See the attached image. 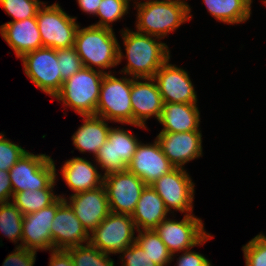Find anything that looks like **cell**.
<instances>
[{
	"instance_id": "obj_1",
	"label": "cell",
	"mask_w": 266,
	"mask_h": 266,
	"mask_svg": "<svg viewBox=\"0 0 266 266\" xmlns=\"http://www.w3.org/2000/svg\"><path fill=\"white\" fill-rule=\"evenodd\" d=\"M125 46L127 65L121 70L133 78H153L156 71L170 59V50L158 37L132 31L121 30Z\"/></svg>"
},
{
	"instance_id": "obj_2",
	"label": "cell",
	"mask_w": 266,
	"mask_h": 266,
	"mask_svg": "<svg viewBox=\"0 0 266 266\" xmlns=\"http://www.w3.org/2000/svg\"><path fill=\"white\" fill-rule=\"evenodd\" d=\"M114 29L90 25L77 29L74 48L81 58L83 67L99 69L103 73L111 67H116L125 57L116 38Z\"/></svg>"
},
{
	"instance_id": "obj_3",
	"label": "cell",
	"mask_w": 266,
	"mask_h": 266,
	"mask_svg": "<svg viewBox=\"0 0 266 266\" xmlns=\"http://www.w3.org/2000/svg\"><path fill=\"white\" fill-rule=\"evenodd\" d=\"M134 5L137 8L136 31L160 39L193 18L185 0H136Z\"/></svg>"
},
{
	"instance_id": "obj_4",
	"label": "cell",
	"mask_w": 266,
	"mask_h": 266,
	"mask_svg": "<svg viewBox=\"0 0 266 266\" xmlns=\"http://www.w3.org/2000/svg\"><path fill=\"white\" fill-rule=\"evenodd\" d=\"M104 74L97 69L82 67L63 82L54 98L63 102L64 107H71L80 117L95 115Z\"/></svg>"
},
{
	"instance_id": "obj_5",
	"label": "cell",
	"mask_w": 266,
	"mask_h": 266,
	"mask_svg": "<svg viewBox=\"0 0 266 266\" xmlns=\"http://www.w3.org/2000/svg\"><path fill=\"white\" fill-rule=\"evenodd\" d=\"M126 77L117 78L112 72L104 74L95 115L110 122L146 129L147 127L141 125H133L130 99L132 78Z\"/></svg>"
},
{
	"instance_id": "obj_6",
	"label": "cell",
	"mask_w": 266,
	"mask_h": 266,
	"mask_svg": "<svg viewBox=\"0 0 266 266\" xmlns=\"http://www.w3.org/2000/svg\"><path fill=\"white\" fill-rule=\"evenodd\" d=\"M51 156L27 151L9 170L13 195L25 190L46 189L57 179Z\"/></svg>"
},
{
	"instance_id": "obj_7",
	"label": "cell",
	"mask_w": 266,
	"mask_h": 266,
	"mask_svg": "<svg viewBox=\"0 0 266 266\" xmlns=\"http://www.w3.org/2000/svg\"><path fill=\"white\" fill-rule=\"evenodd\" d=\"M38 9L36 20L43 47L63 49L74 47L75 35L79 27L77 17H71L58 3Z\"/></svg>"
},
{
	"instance_id": "obj_8",
	"label": "cell",
	"mask_w": 266,
	"mask_h": 266,
	"mask_svg": "<svg viewBox=\"0 0 266 266\" xmlns=\"http://www.w3.org/2000/svg\"><path fill=\"white\" fill-rule=\"evenodd\" d=\"M154 230L172 256H175L176 252L202 246L213 237L206 233L202 219L195 217L194 214L184 215L180 221L165 218Z\"/></svg>"
},
{
	"instance_id": "obj_9",
	"label": "cell",
	"mask_w": 266,
	"mask_h": 266,
	"mask_svg": "<svg viewBox=\"0 0 266 266\" xmlns=\"http://www.w3.org/2000/svg\"><path fill=\"white\" fill-rule=\"evenodd\" d=\"M20 59L24 73L36 87L53 98L60 92L64 81L59 71L57 49L42 47L24 54Z\"/></svg>"
},
{
	"instance_id": "obj_10",
	"label": "cell",
	"mask_w": 266,
	"mask_h": 266,
	"mask_svg": "<svg viewBox=\"0 0 266 266\" xmlns=\"http://www.w3.org/2000/svg\"><path fill=\"white\" fill-rule=\"evenodd\" d=\"M135 228L131 215L110 212L89 234V243L105 254H120L135 242Z\"/></svg>"
},
{
	"instance_id": "obj_11",
	"label": "cell",
	"mask_w": 266,
	"mask_h": 266,
	"mask_svg": "<svg viewBox=\"0 0 266 266\" xmlns=\"http://www.w3.org/2000/svg\"><path fill=\"white\" fill-rule=\"evenodd\" d=\"M162 198L167 211L193 214L195 184L184 168L175 167L150 185Z\"/></svg>"
},
{
	"instance_id": "obj_12",
	"label": "cell",
	"mask_w": 266,
	"mask_h": 266,
	"mask_svg": "<svg viewBox=\"0 0 266 266\" xmlns=\"http://www.w3.org/2000/svg\"><path fill=\"white\" fill-rule=\"evenodd\" d=\"M134 134L128 130L112 128L108 133L107 141L98 149L94 157L98 166L104 170V176L127 170L134 156L138 141Z\"/></svg>"
},
{
	"instance_id": "obj_13",
	"label": "cell",
	"mask_w": 266,
	"mask_h": 266,
	"mask_svg": "<svg viewBox=\"0 0 266 266\" xmlns=\"http://www.w3.org/2000/svg\"><path fill=\"white\" fill-rule=\"evenodd\" d=\"M103 185L107 193L109 210L116 214H129L147 186L139 177L128 170L104 176Z\"/></svg>"
},
{
	"instance_id": "obj_14",
	"label": "cell",
	"mask_w": 266,
	"mask_h": 266,
	"mask_svg": "<svg viewBox=\"0 0 266 266\" xmlns=\"http://www.w3.org/2000/svg\"><path fill=\"white\" fill-rule=\"evenodd\" d=\"M64 202L58 197L50 206L37 212L24 215L22 225V240L16 247H23L32 251L53 250L51 225L57 208Z\"/></svg>"
},
{
	"instance_id": "obj_15",
	"label": "cell",
	"mask_w": 266,
	"mask_h": 266,
	"mask_svg": "<svg viewBox=\"0 0 266 266\" xmlns=\"http://www.w3.org/2000/svg\"><path fill=\"white\" fill-rule=\"evenodd\" d=\"M169 61L153 77L164 103H197V93L188 72Z\"/></svg>"
},
{
	"instance_id": "obj_16",
	"label": "cell",
	"mask_w": 266,
	"mask_h": 266,
	"mask_svg": "<svg viewBox=\"0 0 266 266\" xmlns=\"http://www.w3.org/2000/svg\"><path fill=\"white\" fill-rule=\"evenodd\" d=\"M71 207L75 216L90 234L110 213L104 185L92 190L71 194L69 200L59 195Z\"/></svg>"
},
{
	"instance_id": "obj_17",
	"label": "cell",
	"mask_w": 266,
	"mask_h": 266,
	"mask_svg": "<svg viewBox=\"0 0 266 266\" xmlns=\"http://www.w3.org/2000/svg\"><path fill=\"white\" fill-rule=\"evenodd\" d=\"M156 140L164 155L175 167L184 168L186 163L203 155L201 130L179 133L160 132Z\"/></svg>"
},
{
	"instance_id": "obj_18",
	"label": "cell",
	"mask_w": 266,
	"mask_h": 266,
	"mask_svg": "<svg viewBox=\"0 0 266 266\" xmlns=\"http://www.w3.org/2000/svg\"><path fill=\"white\" fill-rule=\"evenodd\" d=\"M175 166L164 155L158 141L139 143L127 170L134 173L146 185H151L158 178L173 170Z\"/></svg>"
},
{
	"instance_id": "obj_19",
	"label": "cell",
	"mask_w": 266,
	"mask_h": 266,
	"mask_svg": "<svg viewBox=\"0 0 266 266\" xmlns=\"http://www.w3.org/2000/svg\"><path fill=\"white\" fill-rule=\"evenodd\" d=\"M130 99L133 111V125L147 127L145 121L153 116L159 121L164 101L153 78L132 77Z\"/></svg>"
},
{
	"instance_id": "obj_20",
	"label": "cell",
	"mask_w": 266,
	"mask_h": 266,
	"mask_svg": "<svg viewBox=\"0 0 266 266\" xmlns=\"http://www.w3.org/2000/svg\"><path fill=\"white\" fill-rule=\"evenodd\" d=\"M51 226L53 249L66 250L89 243V233L65 201L57 208Z\"/></svg>"
},
{
	"instance_id": "obj_21",
	"label": "cell",
	"mask_w": 266,
	"mask_h": 266,
	"mask_svg": "<svg viewBox=\"0 0 266 266\" xmlns=\"http://www.w3.org/2000/svg\"><path fill=\"white\" fill-rule=\"evenodd\" d=\"M0 34L19 59L43 47L36 17L4 23L0 26Z\"/></svg>"
},
{
	"instance_id": "obj_22",
	"label": "cell",
	"mask_w": 266,
	"mask_h": 266,
	"mask_svg": "<svg viewBox=\"0 0 266 266\" xmlns=\"http://www.w3.org/2000/svg\"><path fill=\"white\" fill-rule=\"evenodd\" d=\"M63 180L73 194L92 190L103 185L104 175L98 172L96 165L82 157L66 160L61 167Z\"/></svg>"
},
{
	"instance_id": "obj_23",
	"label": "cell",
	"mask_w": 266,
	"mask_h": 266,
	"mask_svg": "<svg viewBox=\"0 0 266 266\" xmlns=\"http://www.w3.org/2000/svg\"><path fill=\"white\" fill-rule=\"evenodd\" d=\"M160 132H189L200 130V112L197 103H164L158 121Z\"/></svg>"
},
{
	"instance_id": "obj_24",
	"label": "cell",
	"mask_w": 266,
	"mask_h": 266,
	"mask_svg": "<svg viewBox=\"0 0 266 266\" xmlns=\"http://www.w3.org/2000/svg\"><path fill=\"white\" fill-rule=\"evenodd\" d=\"M168 213L162 198L150 185H147L131 217L136 231L154 230L157 225L167 218Z\"/></svg>"
},
{
	"instance_id": "obj_25",
	"label": "cell",
	"mask_w": 266,
	"mask_h": 266,
	"mask_svg": "<svg viewBox=\"0 0 266 266\" xmlns=\"http://www.w3.org/2000/svg\"><path fill=\"white\" fill-rule=\"evenodd\" d=\"M82 119L83 124L72 136L73 145L81 153H93L96 157L98 149L107 141L111 127L108 120L96 115H84Z\"/></svg>"
},
{
	"instance_id": "obj_26",
	"label": "cell",
	"mask_w": 266,
	"mask_h": 266,
	"mask_svg": "<svg viewBox=\"0 0 266 266\" xmlns=\"http://www.w3.org/2000/svg\"><path fill=\"white\" fill-rule=\"evenodd\" d=\"M253 0H203L208 12L219 22L240 24L249 20Z\"/></svg>"
},
{
	"instance_id": "obj_27",
	"label": "cell",
	"mask_w": 266,
	"mask_h": 266,
	"mask_svg": "<svg viewBox=\"0 0 266 266\" xmlns=\"http://www.w3.org/2000/svg\"><path fill=\"white\" fill-rule=\"evenodd\" d=\"M56 179L46 188L37 190H25L15 193L11 202L19 208L23 215L31 214L50 206L59 195L54 194Z\"/></svg>"
},
{
	"instance_id": "obj_28",
	"label": "cell",
	"mask_w": 266,
	"mask_h": 266,
	"mask_svg": "<svg viewBox=\"0 0 266 266\" xmlns=\"http://www.w3.org/2000/svg\"><path fill=\"white\" fill-rule=\"evenodd\" d=\"M135 242L158 266H167L174 259L155 230L137 231Z\"/></svg>"
},
{
	"instance_id": "obj_29",
	"label": "cell",
	"mask_w": 266,
	"mask_h": 266,
	"mask_svg": "<svg viewBox=\"0 0 266 266\" xmlns=\"http://www.w3.org/2000/svg\"><path fill=\"white\" fill-rule=\"evenodd\" d=\"M23 217L11 201L0 204V231L14 243L22 240Z\"/></svg>"
},
{
	"instance_id": "obj_30",
	"label": "cell",
	"mask_w": 266,
	"mask_h": 266,
	"mask_svg": "<svg viewBox=\"0 0 266 266\" xmlns=\"http://www.w3.org/2000/svg\"><path fill=\"white\" fill-rule=\"evenodd\" d=\"M73 260L74 266H115L108 254L101 252L90 243L66 249Z\"/></svg>"
},
{
	"instance_id": "obj_31",
	"label": "cell",
	"mask_w": 266,
	"mask_h": 266,
	"mask_svg": "<svg viewBox=\"0 0 266 266\" xmlns=\"http://www.w3.org/2000/svg\"><path fill=\"white\" fill-rule=\"evenodd\" d=\"M129 2V0H102L96 13L100 20L92 25L113 29L112 23L121 20L124 15L129 13Z\"/></svg>"
},
{
	"instance_id": "obj_32",
	"label": "cell",
	"mask_w": 266,
	"mask_h": 266,
	"mask_svg": "<svg viewBox=\"0 0 266 266\" xmlns=\"http://www.w3.org/2000/svg\"><path fill=\"white\" fill-rule=\"evenodd\" d=\"M43 3L40 0H0L4 11L13 18L10 22L36 17Z\"/></svg>"
},
{
	"instance_id": "obj_33",
	"label": "cell",
	"mask_w": 266,
	"mask_h": 266,
	"mask_svg": "<svg viewBox=\"0 0 266 266\" xmlns=\"http://www.w3.org/2000/svg\"><path fill=\"white\" fill-rule=\"evenodd\" d=\"M57 61L63 81L72 77L82 67V61L74 47L57 49Z\"/></svg>"
},
{
	"instance_id": "obj_34",
	"label": "cell",
	"mask_w": 266,
	"mask_h": 266,
	"mask_svg": "<svg viewBox=\"0 0 266 266\" xmlns=\"http://www.w3.org/2000/svg\"><path fill=\"white\" fill-rule=\"evenodd\" d=\"M242 251L245 266H266V240L260 234L243 245Z\"/></svg>"
},
{
	"instance_id": "obj_35",
	"label": "cell",
	"mask_w": 266,
	"mask_h": 266,
	"mask_svg": "<svg viewBox=\"0 0 266 266\" xmlns=\"http://www.w3.org/2000/svg\"><path fill=\"white\" fill-rule=\"evenodd\" d=\"M21 146L0 134V170L8 171L27 152Z\"/></svg>"
},
{
	"instance_id": "obj_36",
	"label": "cell",
	"mask_w": 266,
	"mask_h": 266,
	"mask_svg": "<svg viewBox=\"0 0 266 266\" xmlns=\"http://www.w3.org/2000/svg\"><path fill=\"white\" fill-rule=\"evenodd\" d=\"M120 253H122V257L120 255L122 266H158L136 242Z\"/></svg>"
},
{
	"instance_id": "obj_37",
	"label": "cell",
	"mask_w": 266,
	"mask_h": 266,
	"mask_svg": "<svg viewBox=\"0 0 266 266\" xmlns=\"http://www.w3.org/2000/svg\"><path fill=\"white\" fill-rule=\"evenodd\" d=\"M36 252L23 247H15L13 253L9 254L3 261L2 266H34Z\"/></svg>"
},
{
	"instance_id": "obj_38",
	"label": "cell",
	"mask_w": 266,
	"mask_h": 266,
	"mask_svg": "<svg viewBox=\"0 0 266 266\" xmlns=\"http://www.w3.org/2000/svg\"><path fill=\"white\" fill-rule=\"evenodd\" d=\"M176 262L177 266H212L203 254L191 249L184 250Z\"/></svg>"
},
{
	"instance_id": "obj_39",
	"label": "cell",
	"mask_w": 266,
	"mask_h": 266,
	"mask_svg": "<svg viewBox=\"0 0 266 266\" xmlns=\"http://www.w3.org/2000/svg\"><path fill=\"white\" fill-rule=\"evenodd\" d=\"M13 197L9 172L0 170V204L10 202Z\"/></svg>"
},
{
	"instance_id": "obj_40",
	"label": "cell",
	"mask_w": 266,
	"mask_h": 266,
	"mask_svg": "<svg viewBox=\"0 0 266 266\" xmlns=\"http://www.w3.org/2000/svg\"><path fill=\"white\" fill-rule=\"evenodd\" d=\"M50 252L49 266H74L70 253L64 249H53Z\"/></svg>"
},
{
	"instance_id": "obj_41",
	"label": "cell",
	"mask_w": 266,
	"mask_h": 266,
	"mask_svg": "<svg viewBox=\"0 0 266 266\" xmlns=\"http://www.w3.org/2000/svg\"><path fill=\"white\" fill-rule=\"evenodd\" d=\"M102 0H77L78 6L80 9L87 13L92 14L96 16V13L98 11V6L101 3Z\"/></svg>"
},
{
	"instance_id": "obj_42",
	"label": "cell",
	"mask_w": 266,
	"mask_h": 266,
	"mask_svg": "<svg viewBox=\"0 0 266 266\" xmlns=\"http://www.w3.org/2000/svg\"><path fill=\"white\" fill-rule=\"evenodd\" d=\"M261 236H262V238L264 239V240H266V235H264L263 233H259Z\"/></svg>"
}]
</instances>
